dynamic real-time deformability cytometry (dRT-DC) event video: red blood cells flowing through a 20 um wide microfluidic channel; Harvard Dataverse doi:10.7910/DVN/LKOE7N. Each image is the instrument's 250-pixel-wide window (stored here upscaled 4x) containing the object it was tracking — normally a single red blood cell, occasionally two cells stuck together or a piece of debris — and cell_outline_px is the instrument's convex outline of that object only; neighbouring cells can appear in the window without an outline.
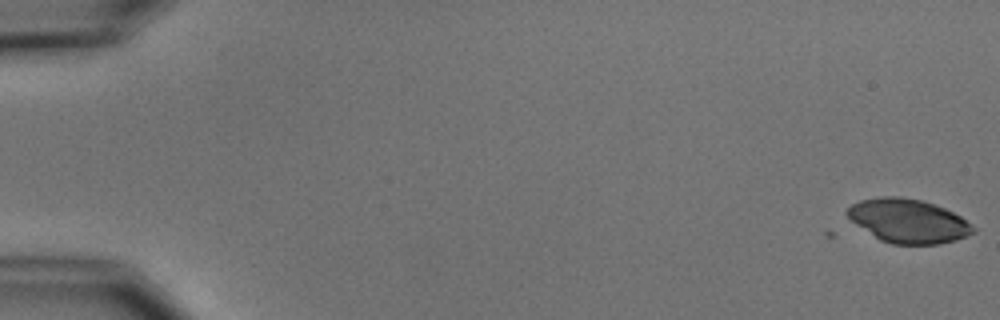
{"species": "common noctule bat (a hibernating species)", "species_latin": "Nyctalus noctula", "temperature_condition": "cold", "stored_images_in_passage": 5, "camera_frame_rate_fps": 3000, "um_per_image_px": 0.085, "animal": {"sex": "male", "body_mass_g": 15.6}, "frame": {"image": 1, "passage_image": 1, "time_ms": 0.0, "image_size_px": [1000, 320], "cell_outline_px": [[976, 232], [956, 240], [940, 244], [892, 244], [880, 240], [856, 224], [844, 212], [852, 204], [860, 200], [880, 196], [900, 196], [920, 200], [944, 208], [960, 216], [976, 228]], "centroid_in_image_um": [77.2, 18.78], "position_along_channel_um": 7.8, "area_um2": 32.02}}